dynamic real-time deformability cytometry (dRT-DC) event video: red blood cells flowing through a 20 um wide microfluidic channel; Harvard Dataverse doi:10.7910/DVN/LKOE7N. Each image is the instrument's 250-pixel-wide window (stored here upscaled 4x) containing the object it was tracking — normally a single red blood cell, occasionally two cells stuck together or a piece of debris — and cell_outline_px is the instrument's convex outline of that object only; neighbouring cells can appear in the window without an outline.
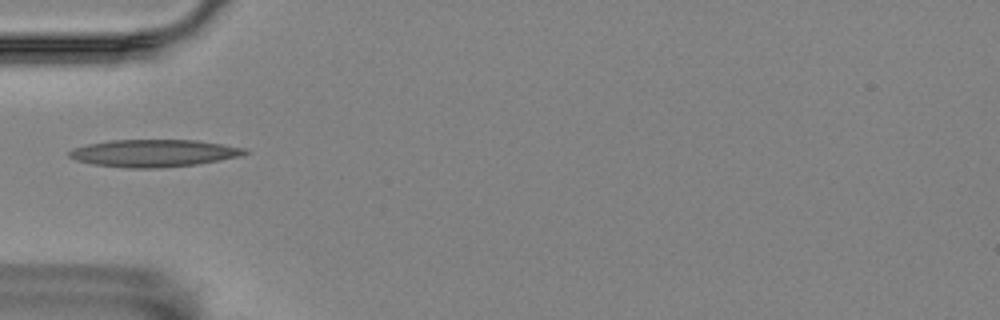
{"species": "Egyptian fruit bat (a non-hibernating species)", "species_latin": "Rousettus aegyptiacus", "temperature_condition": "room temperature", "stored_images_in_passage": 6, "camera_frame_rate_fps": 3000, "um_per_image_px": 0.085, "animal": {"sex": "female"}, "frame": {"image": 1, "passage_image": 6, "time_ms": 1.667, "image_size_px": [1000, 320], "cell_outline_px": [[248, 152], [240, 156], [220, 160], [196, 164], [160, 168], [128, 168], [92, 164], [76, 160], [68, 156], [68, 152], [72, 148], [88, 144], [112, 140], [196, 140], [244, 148]], "centroid_in_image_um": [13.02, 13.02], "position_along_channel_um": 72.0, "area_um2": 27.8}}